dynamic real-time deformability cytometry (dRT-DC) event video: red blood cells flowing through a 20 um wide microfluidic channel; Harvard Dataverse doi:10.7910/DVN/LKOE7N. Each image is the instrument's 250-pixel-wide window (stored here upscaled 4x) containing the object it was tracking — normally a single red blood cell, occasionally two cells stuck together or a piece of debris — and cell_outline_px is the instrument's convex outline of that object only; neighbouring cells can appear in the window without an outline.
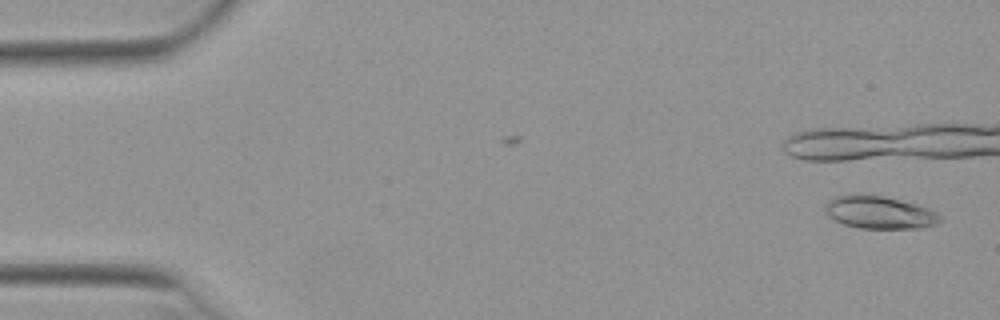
{"species": "Egyptian fruit bat (a non-hibernating species)", "species_latin": "Rousettus aegyptiacus", "temperature_condition": "warm", "stored_images_in_passage": 39, "camera_frame_rate_fps": 3000, "um_per_image_px": 0.085, "animal": {"sex": "female"}, "frame": {"image": 1, "passage_image": 1, "time_ms": 0.0, "image_size_px": [1000, 320], "cell_outline_px": [[944, 220], [936, 224], [920, 228], [860, 228], [844, 224], [828, 216], [824, 212], [824, 204], [828, 200], [836, 196], [884, 196], [916, 204], [928, 208], [944, 216]], "centroid_in_image_um": [74.8, 18.08], "position_along_channel_um": 10.2, "area_um2": 21.68}}